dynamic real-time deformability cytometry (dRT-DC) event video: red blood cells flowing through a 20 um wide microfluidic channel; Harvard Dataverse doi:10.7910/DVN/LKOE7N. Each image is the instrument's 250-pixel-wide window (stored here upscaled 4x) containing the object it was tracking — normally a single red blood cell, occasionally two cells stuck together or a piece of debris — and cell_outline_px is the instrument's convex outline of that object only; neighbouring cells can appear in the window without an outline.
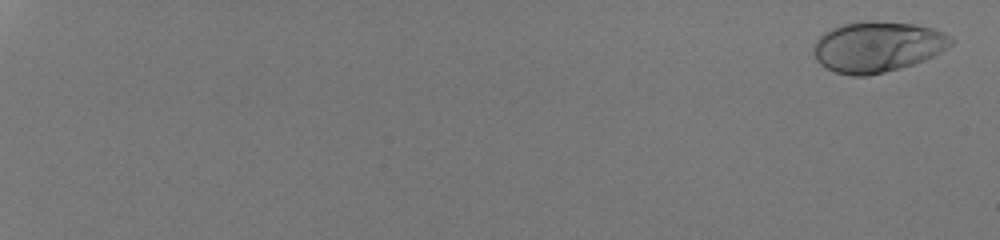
{"species": "human", "species_latin": "Homo sapiens", "temperature_condition": "room temperature", "stored_images_in_passage": 55, "camera_frame_rate_fps": 3000, "um_per_image_px": 0.085, "donor": {"sex": "male"}, "frame": {"image": 1, "passage_image": 2, "time_ms": 0.333, "image_size_px": [1000, 240], "cell_outline_px": [[956, 40], [952, 44], [940, 52], [924, 60], [900, 68], [868, 76], [852, 76], [836, 72], [820, 64], [816, 60], [812, 52], [812, 44], [824, 32], [832, 28], [844, 24], [864, 20], [876, 20], [916, 24], [932, 28], [944, 32], [952, 36]], "centroid_in_image_um": [74.58, 3.96], "position_along_channel_um": 10.4, "area_um2": 40.98}}
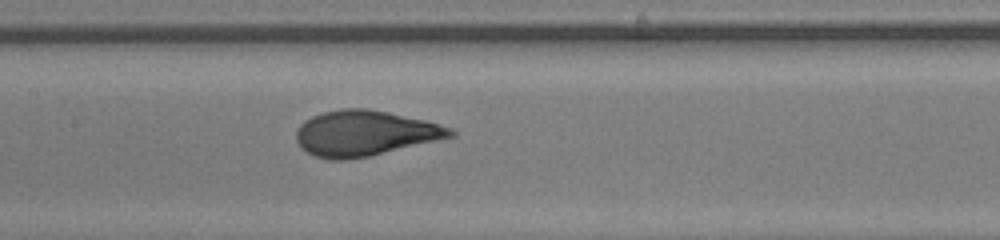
{"frame": {"image": 2, "passage_image": 33, "time_ms": 10.667, "image_size_px": [1000, 240], "cell_outline_px": [[456, 136], [368, 156], [344, 160], [328, 160], [312, 156], [300, 148], [296, 140], [296, 132], [300, 124], [304, 120], [312, 116], [324, 112], [340, 108], [368, 108], [388, 112], [424, 120], [452, 128], [456, 132]], "centroid_in_image_um": [30.97, 11.33], "position_along_channel_um": 176.4, "area_um2": 40.92}}
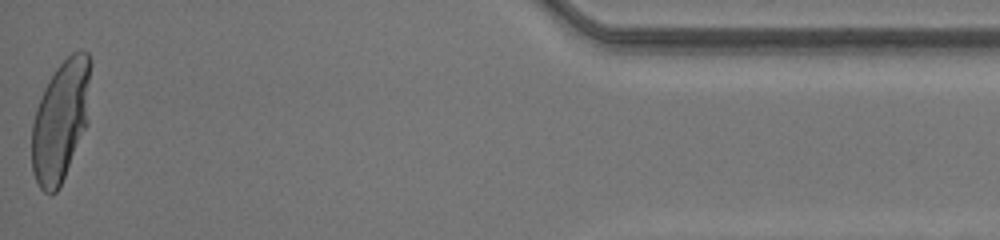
{"frame": {"image": 3, "passage_image": 55, "time_ms": 18.0, "image_size_px": [1000, 240], "cell_outline_px": [[92, 60], [88, 124], [60, 188], [52, 196], [44, 192], [40, 188], [32, 172], [32, 124], [36, 108], [44, 88], [48, 80], [56, 68], [72, 52], [88, 52]], "centroid_in_image_um": [5.18, 10.27], "position_along_channel_um": 430.0, "area_um2": 42.14}, "authors_computed_cell_mechanics": {"area_um2": 39.8242, "velocity_mm_per_s": 4.2317, "shape_relaxation_time_tau1_ms": 3.8192, "shape_relaxation_time_tau2_ms": null, "deformation_change_tau1": 0.2216, "deformation_change_tau2": null}}